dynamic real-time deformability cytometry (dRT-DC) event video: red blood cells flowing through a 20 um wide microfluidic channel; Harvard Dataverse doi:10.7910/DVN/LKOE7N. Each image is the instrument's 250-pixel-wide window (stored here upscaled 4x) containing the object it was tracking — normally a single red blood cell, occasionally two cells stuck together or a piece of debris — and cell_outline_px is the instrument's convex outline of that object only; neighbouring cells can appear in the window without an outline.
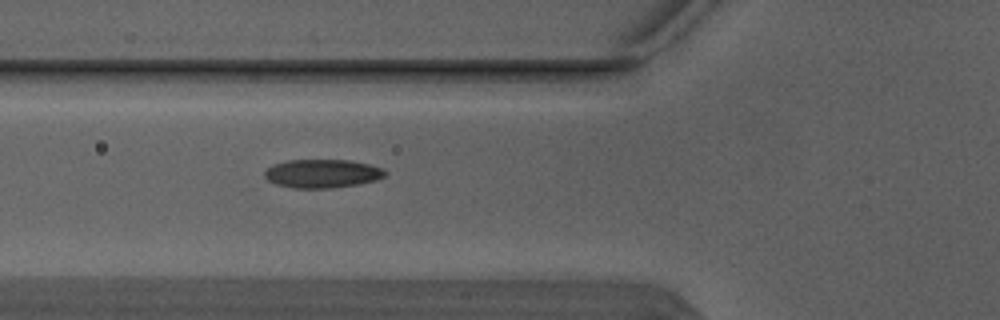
{"species": "Egyptian fruit bat (a non-hibernating species)", "species_latin": "Rousettus aegyptiacus", "temperature_condition": "warm", "stored_images_in_passage": 5, "camera_frame_rate_fps": 3000, "um_per_image_px": 0.085, "animal": {"sex": "male"}, "frame": {"image": 1, "passage_image": 5, "time_ms": 1.333, "image_size_px": [1000, 320], "cell_outline_px": [[388, 172], [384, 176], [376, 180], [356, 184], [328, 188], [292, 188], [276, 184], [268, 180], [264, 176], [264, 172], [272, 164], [288, 160], [352, 160], [384, 168]], "centroid_in_image_um": [27.39, 14.74], "position_along_channel_um": 98.4, "area_um2": 20.06}}